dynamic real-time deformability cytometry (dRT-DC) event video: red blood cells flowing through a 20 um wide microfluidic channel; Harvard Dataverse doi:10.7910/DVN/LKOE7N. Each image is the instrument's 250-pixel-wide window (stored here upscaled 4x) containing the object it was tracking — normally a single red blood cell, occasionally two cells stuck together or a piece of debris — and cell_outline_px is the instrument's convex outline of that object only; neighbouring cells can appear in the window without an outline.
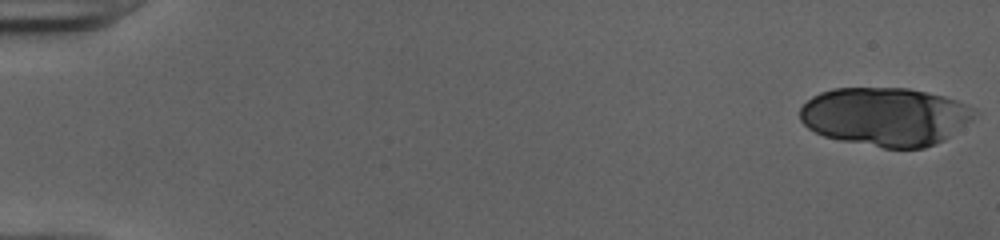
{"species": "human", "species_latin": "Homo sapiens", "temperature_condition": "cold", "stored_images_in_passage": 19, "camera_frame_rate_fps": 3000, "um_per_image_px": 0.085, "donor": {"sex": "female"}, "frame": {"image": 1, "passage_image": 1, "time_ms": 0.0, "image_size_px": [1000, 240], "cell_outline_px": [[976, 108], [972, 120], [944, 140], [936, 144], [924, 148], [884, 148], [840, 140], [824, 136], [808, 128], [800, 120], [800, 108], [812, 96], [820, 92], [832, 88], [908, 88], [944, 96], [956, 100]], "centroid_in_image_um": [75.25, 9.91], "position_along_channel_um": 9.8, "area_um2": 59.53}}